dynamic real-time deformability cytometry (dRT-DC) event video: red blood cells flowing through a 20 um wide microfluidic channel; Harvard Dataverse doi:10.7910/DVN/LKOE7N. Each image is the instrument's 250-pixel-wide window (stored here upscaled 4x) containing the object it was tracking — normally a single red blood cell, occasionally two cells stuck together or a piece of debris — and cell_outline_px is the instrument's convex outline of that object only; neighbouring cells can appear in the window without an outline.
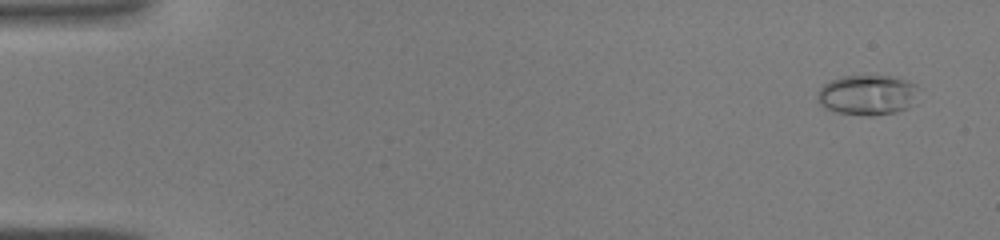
{"species": "common noctule bat (a hibernating species)", "species_latin": "Nyctalus noctula", "temperature_condition": "warm", "stored_images_in_passage": 45, "camera_frame_rate_fps": 3000, "um_per_image_px": 0.085, "animal": {"sex": "male", "body_mass_g": 19.0, "forearm_length_mm": 50.8}, "frame": {"image": 1, "passage_image": 3, "time_ms": 0.667, "image_size_px": [1000, 240], "cell_outline_px": [[920, 88], [908, 108], [896, 112], [872, 116], [864, 116], [836, 112], [824, 108], [816, 100], [816, 96], [820, 88], [824, 84], [840, 76], [896, 76], [916, 84]], "centroid_in_image_um": [73.71, 8.07], "position_along_channel_um": 11.3, "area_um2": 23.93}}
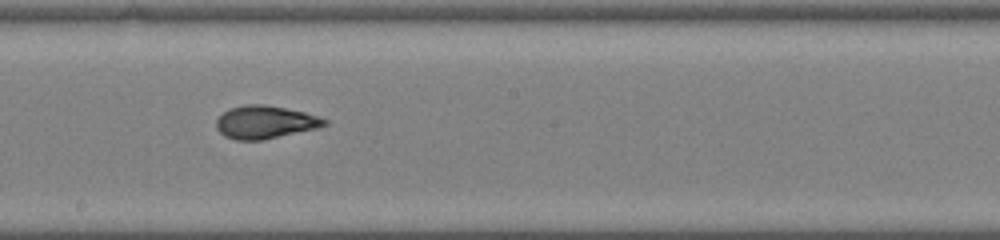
{"frame": {"image": 2, "passage_image": 26, "time_ms": 8.333, "image_size_px": [1000, 240], "cell_outline_px": [[328, 124], [320, 128], [264, 140], [236, 140], [224, 136], [216, 128], [216, 120], [224, 112], [232, 108], [244, 104], [264, 104], [304, 112], [320, 116], [328, 120]], "centroid_in_image_um": [22.58, 10.39], "position_along_channel_um": 225.6, "area_um2": 20.92}}
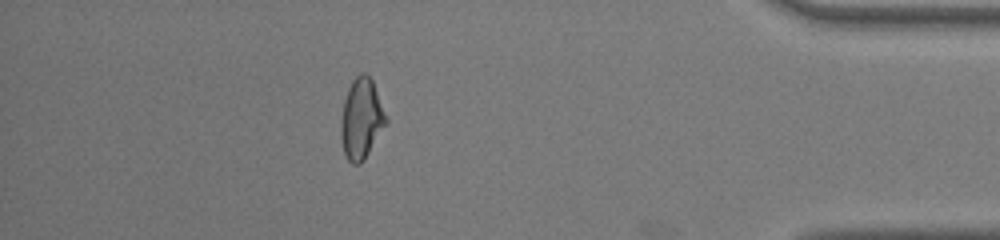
{"frame": {"image": 3, "passage_image": 40, "time_ms": 13.0, "image_size_px": [1000, 240], "cell_outline_px": [[388, 120], [364, 160], [360, 164], [352, 164], [348, 160], [344, 152], [340, 136], [340, 120], [344, 100], [348, 88], [352, 80], [360, 72], [364, 72], [372, 80], [388, 116]], "centroid_in_image_um": [30.71, 10.08], "position_along_channel_um": 404.5, "area_um2": 21.27}}